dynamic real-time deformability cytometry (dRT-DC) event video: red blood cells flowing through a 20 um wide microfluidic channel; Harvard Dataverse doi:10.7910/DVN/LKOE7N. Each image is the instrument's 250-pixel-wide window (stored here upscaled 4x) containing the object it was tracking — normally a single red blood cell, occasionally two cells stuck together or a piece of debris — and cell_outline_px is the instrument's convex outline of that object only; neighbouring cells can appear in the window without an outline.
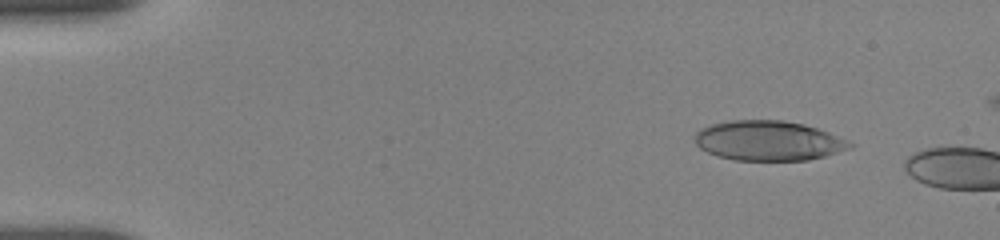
{"species": "human", "species_latin": "Homo sapiens", "temperature_condition": "room temperature", "stored_images_in_passage": 9, "camera_frame_rate_fps": 3000, "um_per_image_px": 0.085, "donor": {"sex": "female"}, "frame": {"image": 1, "passage_image": 6, "time_ms": 1.667, "image_size_px": [1000, 240], "cell_outline_px": [[856, 144], [852, 148], [824, 156], [808, 160], [736, 160], [716, 156], [700, 148], [696, 144], [696, 132], [700, 128], [712, 124], [732, 120], [784, 120], [804, 124], [828, 132]], "centroid_in_image_um": [65.32, 11.96], "position_along_channel_um": 19.7, "area_um2": 35.95}}